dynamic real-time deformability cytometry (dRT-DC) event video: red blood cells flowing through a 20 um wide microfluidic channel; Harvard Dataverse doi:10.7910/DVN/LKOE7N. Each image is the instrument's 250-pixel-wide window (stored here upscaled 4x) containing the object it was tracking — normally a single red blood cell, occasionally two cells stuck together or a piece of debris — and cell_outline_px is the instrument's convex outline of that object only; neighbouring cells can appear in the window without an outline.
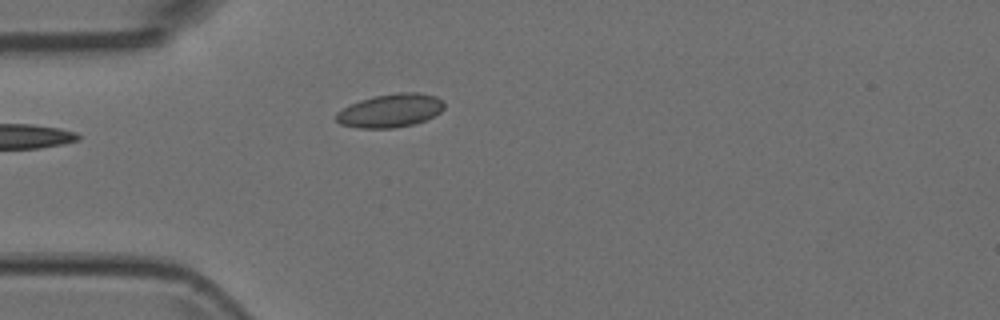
{"species": "Egyptian fruit bat (a non-hibernating species)", "species_latin": "Rousettus aegyptiacus", "temperature_condition": "room temperature", "stored_images_in_passage": 5, "camera_frame_rate_fps": 3000, "um_per_image_px": 0.085, "animal": {"sex": "female"}, "frame": {"image": 1, "passage_image": 5, "time_ms": 1.333, "image_size_px": [1000, 320], "cell_outline_px": [[444, 108], [440, 112], [416, 124], [396, 128], [356, 128], [340, 124], [336, 120], [336, 112], [360, 100], [372, 96], [396, 92], [420, 92], [436, 96], [444, 100]], "centroid_in_image_um": [33.2, 9.39], "position_along_channel_um": 51.8, "area_um2": 21.27}}